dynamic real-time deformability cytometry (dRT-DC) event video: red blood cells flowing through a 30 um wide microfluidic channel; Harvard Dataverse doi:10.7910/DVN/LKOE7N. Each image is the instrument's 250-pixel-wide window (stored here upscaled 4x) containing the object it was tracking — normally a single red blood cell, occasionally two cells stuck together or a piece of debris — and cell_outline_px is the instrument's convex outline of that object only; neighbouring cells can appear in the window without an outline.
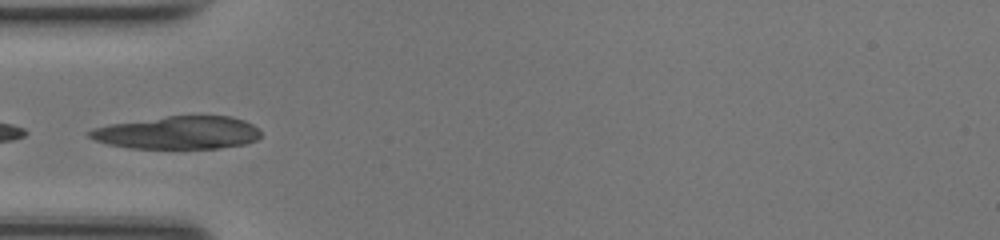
{"species": "common noctule bat (a hibernating species)", "species_latin": "Nyctalus noctula", "temperature_condition": "room temperature", "stored_images_in_passage": 21, "camera_frame_rate_fps": 3000, "um_per_image_px": 0.085, "animal": {"sex": "female", "body_mass_g": 17.0, "forearm_length_mm": 48.0}, "frame": {"image": 1, "passage_image": 16, "time_ms": 5.0, "image_size_px": [1000, 240], "cell_outline_px": [[260, 136], [256, 140], [244, 144], [220, 148], [128, 148], [108, 144], [96, 140], [88, 136], [84, 132], [92, 128], [108, 124], [168, 116], [232, 116], [244, 120], [260, 128]], "centroid_in_image_um": [15.1, 11.27], "position_along_channel_um": 69.9, "area_um2": 32.95}}